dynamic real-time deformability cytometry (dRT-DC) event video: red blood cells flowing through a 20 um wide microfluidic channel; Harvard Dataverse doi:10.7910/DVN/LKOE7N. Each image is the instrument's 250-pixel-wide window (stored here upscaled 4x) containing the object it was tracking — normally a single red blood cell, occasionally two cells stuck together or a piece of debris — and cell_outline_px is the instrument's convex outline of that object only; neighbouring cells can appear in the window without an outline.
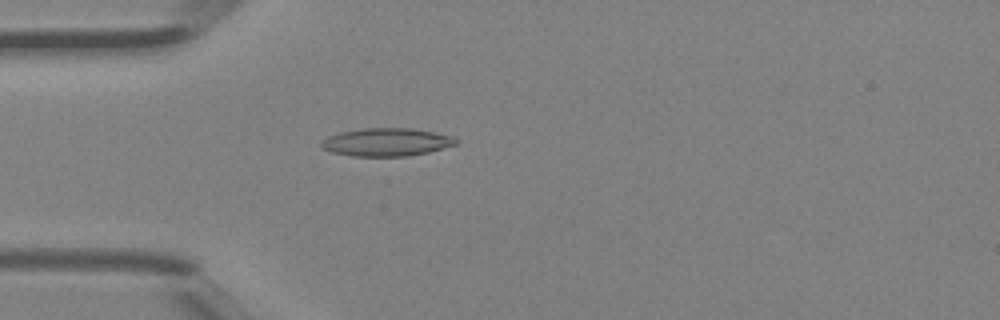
{"species": "Egyptian fruit bat (a non-hibernating species)", "species_latin": "Rousettus aegyptiacus", "temperature_condition": "room temperature", "stored_images_in_passage": 45, "camera_frame_rate_fps": 3000, "um_per_image_px": 0.085, "animal": {"sex": "female"}, "frame": {"image": 1, "passage_image": 13, "time_ms": 4.0, "image_size_px": [1000, 320], "cell_outline_px": [[460, 140], [456, 144], [428, 152], [408, 156], [352, 156], [332, 152], [320, 148], [320, 144], [328, 136], [340, 132], [364, 128], [408, 128], [432, 132], [452, 136]], "centroid_in_image_um": [32.83, 12.08], "position_along_channel_um": 52.2, "area_um2": 21.85}}
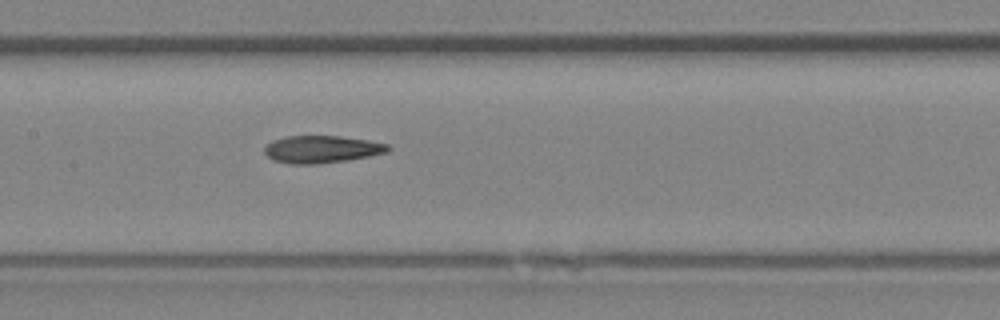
{"frame": {"image": 2, "passage_image": 22, "time_ms": 7.0, "image_size_px": [1000, 320], "cell_outline_px": [[392, 148], [388, 152], [348, 160], [316, 164], [292, 164], [272, 160], [264, 152], [264, 148], [272, 140], [288, 136], [340, 136], [368, 140], [388, 144]], "centroid_in_image_um": [27.35, 12.69], "position_along_channel_um": 180.0, "area_um2": 19.71}}
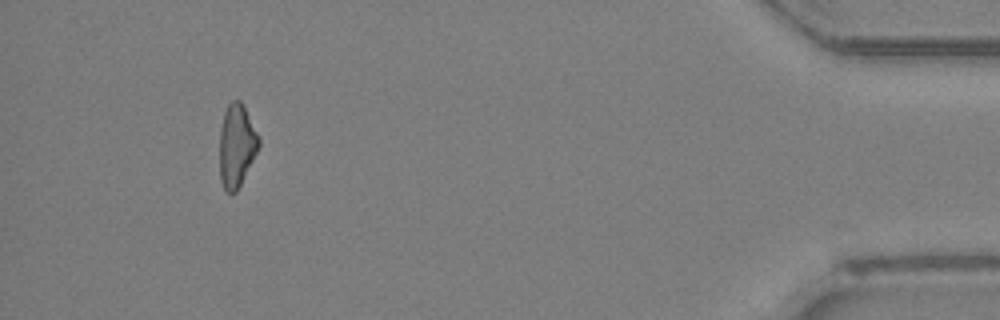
{"frame": {"image": 3, "passage_image": 42, "time_ms": 13.667, "image_size_px": [1000, 320], "cell_outline_px": [[260, 144], [236, 192], [232, 196], [224, 192], [220, 180], [220, 128], [224, 112], [228, 104], [232, 100], [240, 100], [260, 136]], "centroid_in_image_um": [20.09, 12.4], "position_along_channel_um": 415.1, "area_um2": 18.96}}